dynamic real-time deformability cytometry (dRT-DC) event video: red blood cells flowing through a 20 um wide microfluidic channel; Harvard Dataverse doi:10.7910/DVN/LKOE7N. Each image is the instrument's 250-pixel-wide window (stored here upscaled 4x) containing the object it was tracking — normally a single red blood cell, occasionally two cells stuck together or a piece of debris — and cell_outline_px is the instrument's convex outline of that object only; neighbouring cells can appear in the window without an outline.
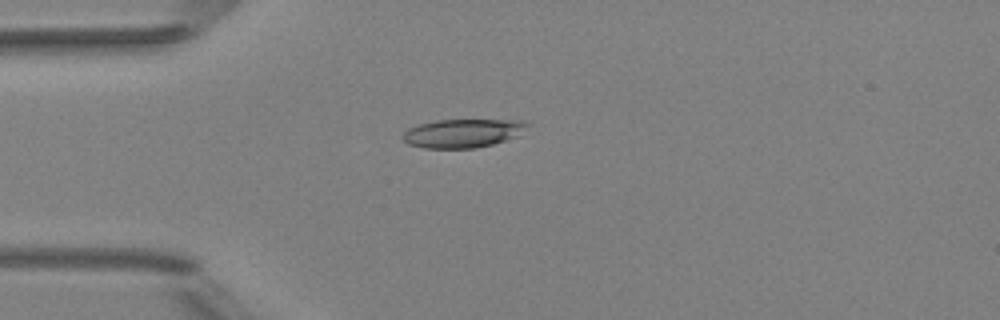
{"species": "Egyptian fruit bat (a non-hibernating species)", "species_latin": "Rousettus aegyptiacus", "temperature_condition": "room temperature", "stored_images_in_passage": 2, "camera_frame_rate_fps": 3000, "um_per_image_px": 0.085, "animal": {"sex": "female"}, "frame": {"image": 1, "passage_image": 1, "time_ms": 0.0, "image_size_px": [1000, 320], "cell_outline_px": [[532, 124], [516, 136], [492, 144], [472, 148], [424, 148], [408, 144], [400, 136], [408, 128], [420, 124], [436, 120], [524, 120]], "centroid_in_image_um": [39.32, 11.31], "position_along_channel_um": 45.7, "area_um2": 20.69}}